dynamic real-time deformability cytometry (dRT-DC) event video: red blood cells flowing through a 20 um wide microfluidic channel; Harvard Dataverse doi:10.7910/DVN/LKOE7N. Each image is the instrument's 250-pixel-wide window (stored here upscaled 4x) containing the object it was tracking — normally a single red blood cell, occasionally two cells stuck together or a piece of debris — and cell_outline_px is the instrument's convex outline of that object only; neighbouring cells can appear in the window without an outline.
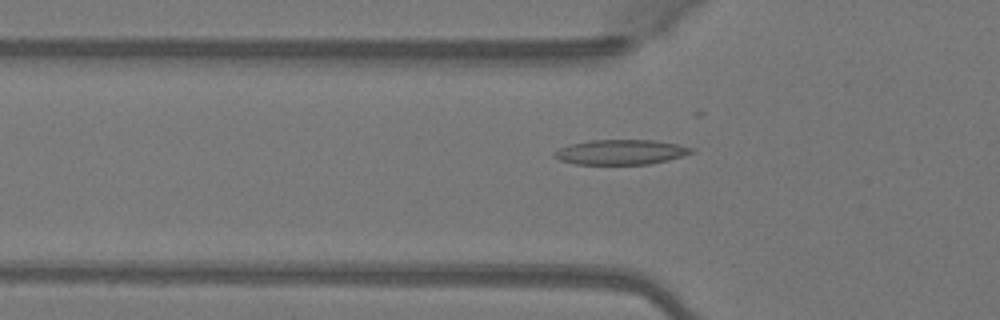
{"species": "Egyptian fruit bat (a non-hibernating species)", "species_latin": "Rousettus aegyptiacus", "temperature_condition": "warm", "stored_images_in_passage": 45, "camera_frame_rate_fps": 3000, "um_per_image_px": 0.085, "animal": {"sex": "female"}, "frame": {"image": 1, "passage_image": 17, "time_ms": 5.333, "image_size_px": [1000, 320], "cell_outline_px": [[696, 152], [668, 160], [648, 164], [576, 164], [560, 160], [552, 156], [552, 152], [568, 144], [592, 140], [652, 140], [676, 144], [696, 148]], "centroid_in_image_um": [52.77, 12.92], "position_along_channel_um": 73.0, "area_um2": 20.0}}
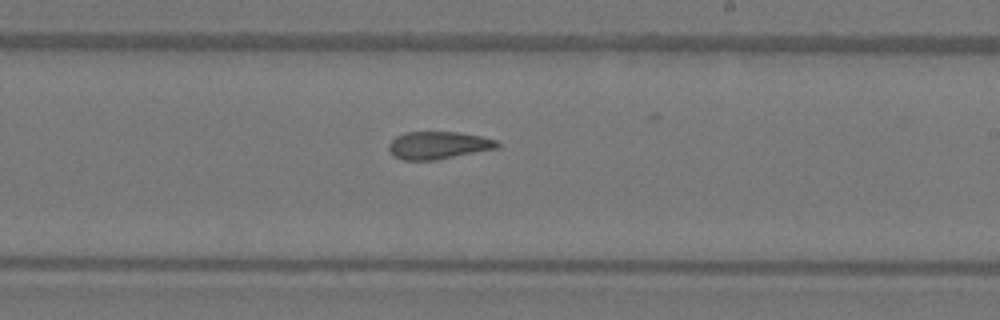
{"frame": {"image": 2, "passage_image": 30, "time_ms": 9.667, "image_size_px": [1000, 320], "cell_outline_px": [[500, 148], [436, 160], [404, 160], [396, 156], [388, 148], [388, 144], [396, 136], [404, 132], [456, 132], [480, 136], [496, 140], [500, 144]], "centroid_in_image_um": [37.28, 12.35], "position_along_channel_um": 251.7, "area_um2": 17.4}}
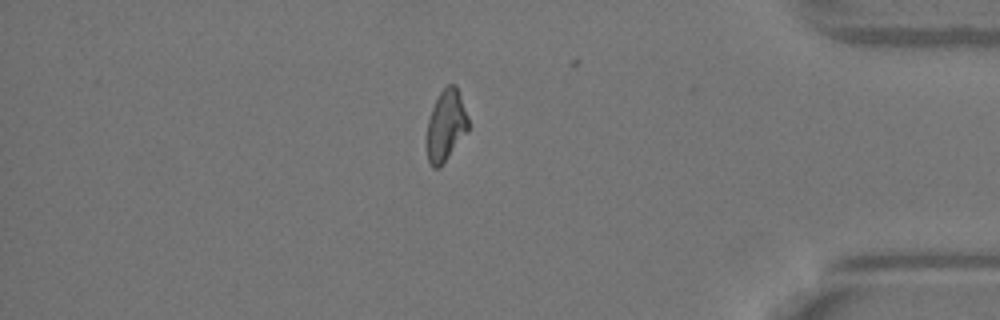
{"frame": {"image": 3, "passage_image": 43, "time_ms": 14.0, "image_size_px": [1000, 320], "cell_outline_px": [[468, 132], [440, 168], [432, 168], [428, 160], [428, 120], [432, 108], [440, 92], [448, 84], [456, 84], [468, 116]], "centroid_in_image_um": [37.93, 10.67], "position_along_channel_um": 397.3, "area_um2": 17.11}, "authors_computed_cell_mechanics": {"area_um2": 18.496, "velocity_mm_per_s": 4.1055, "shape_relaxation_time_tau1_ms": null, "shape_relaxation_time_tau2_ms": 5.7804, "deformation_change_tau1": null, "deformation_change_tau2": 0.1588}}